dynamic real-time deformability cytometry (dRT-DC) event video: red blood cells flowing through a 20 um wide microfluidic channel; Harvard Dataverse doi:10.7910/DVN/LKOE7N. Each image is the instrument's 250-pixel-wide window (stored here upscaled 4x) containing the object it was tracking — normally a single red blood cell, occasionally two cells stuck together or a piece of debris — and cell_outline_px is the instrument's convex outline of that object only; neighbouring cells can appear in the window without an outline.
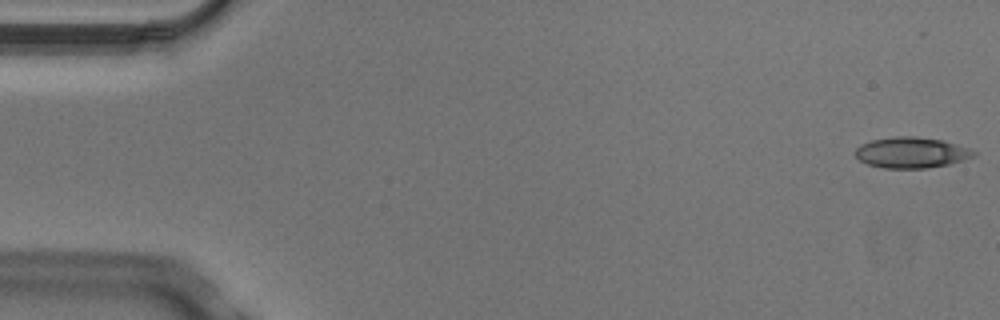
{"species": "Egyptian fruit bat (a non-hibernating species)", "species_latin": "Rousettus aegyptiacus", "temperature_condition": "cold", "stored_images_in_passage": 3, "camera_frame_rate_fps": 3000, "um_per_image_px": 0.085, "animal": {"sex": "male"}, "frame": {"image": 1, "passage_image": 1, "time_ms": 0.0, "image_size_px": [1000, 320], "cell_outline_px": [[976, 156], [948, 164], [924, 168], [884, 168], [868, 164], [860, 160], [856, 156], [856, 148], [860, 144], [872, 140], [896, 136], [912, 136], [940, 140], [968, 148], [976, 152]], "centroid_in_image_um": [77.44, 12.97], "position_along_channel_um": 7.6, "area_um2": 20.92}}